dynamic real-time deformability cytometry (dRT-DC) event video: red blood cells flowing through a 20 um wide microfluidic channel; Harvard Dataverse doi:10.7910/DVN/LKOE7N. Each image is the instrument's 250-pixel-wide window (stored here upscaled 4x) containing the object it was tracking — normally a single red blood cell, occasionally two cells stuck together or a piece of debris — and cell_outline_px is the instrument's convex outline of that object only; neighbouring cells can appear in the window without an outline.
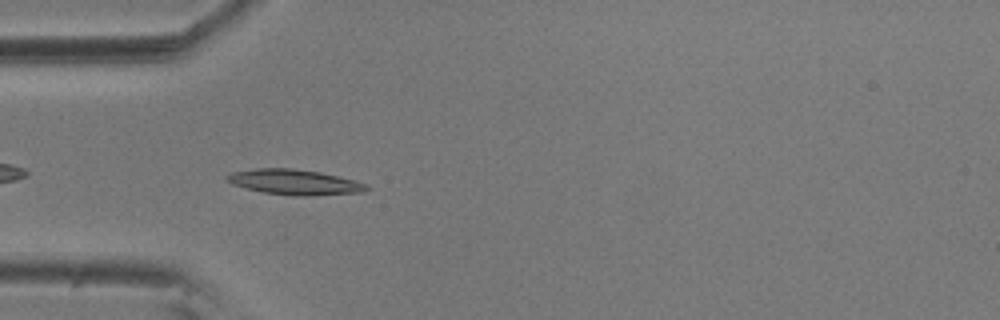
{"species": "common noctule bat (a hibernating species)", "species_latin": "Nyctalus noctula", "temperature_condition": "room temperature", "stored_images_in_passage": 42, "camera_frame_rate_fps": 3000, "um_per_image_px": 0.085, "animal": {"sex": "male", "body_mass_g": 20.5, "forearm_length_mm": 52.5}, "frame": {"image": 1, "passage_image": 3, "time_ms": 0.667, "image_size_px": [1000, 320], "cell_outline_px": [[368, 188], [364, 192], [312, 196], [292, 196], [264, 192], [232, 184], [224, 176], [232, 172], [256, 168], [292, 168], [320, 172], [368, 184]], "centroid_in_image_um": [25.04, 15.48], "position_along_channel_um": 60.0, "area_um2": 20.46}}
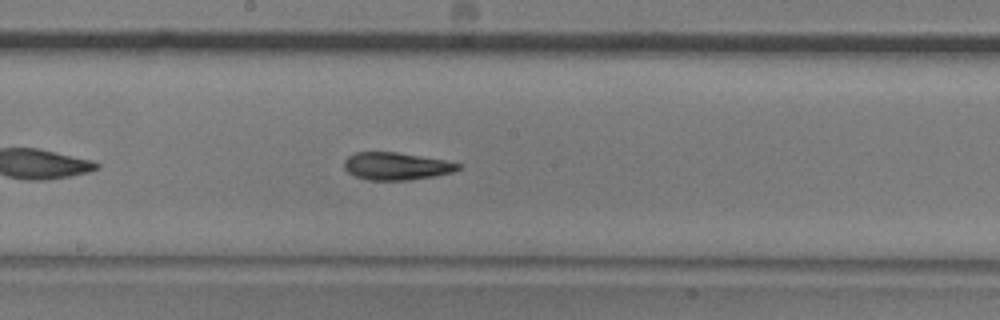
{"frame": {"image": 2, "passage_image": 16, "time_ms": 5.0, "image_size_px": [1000, 320], "cell_outline_px": [[460, 168], [452, 172], [432, 176], [408, 180], [368, 180], [356, 176], [348, 172], [344, 168], [344, 160], [348, 156], [356, 152], [396, 152], [444, 160], [460, 164]], "centroid_in_image_um": [33.64, 14.12], "position_along_channel_um": 214.6, "area_um2": 18.03}}
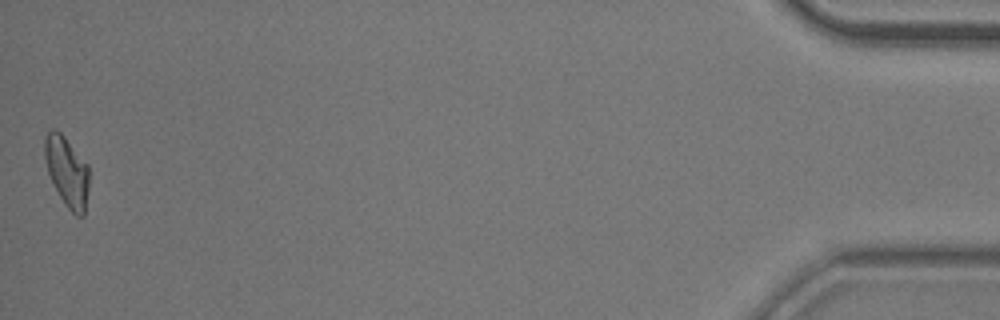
{"frame": {"image": 3, "passage_image": 42, "time_ms": 13.667, "image_size_px": [1000, 320], "cell_outline_px": [[88, 192], [84, 216], [76, 216], [64, 204], [48, 172], [44, 156], [44, 136], [52, 128], [56, 128], [64, 136], [88, 164]], "centroid_in_image_um": [5.69, 14.56], "position_along_channel_um": 429.5, "area_um2": 18.09}, "authors_computed_cell_mechanics": {"area_um2": 18.4382, "velocity_mm_per_s": 3.5938, "shape_relaxation_time_tau1_ms": 5.2546, "shape_relaxation_time_tau2_ms": 2.4173, "deformation_change_tau1": 0.17, "deformation_change_tau2": 0.0786}}